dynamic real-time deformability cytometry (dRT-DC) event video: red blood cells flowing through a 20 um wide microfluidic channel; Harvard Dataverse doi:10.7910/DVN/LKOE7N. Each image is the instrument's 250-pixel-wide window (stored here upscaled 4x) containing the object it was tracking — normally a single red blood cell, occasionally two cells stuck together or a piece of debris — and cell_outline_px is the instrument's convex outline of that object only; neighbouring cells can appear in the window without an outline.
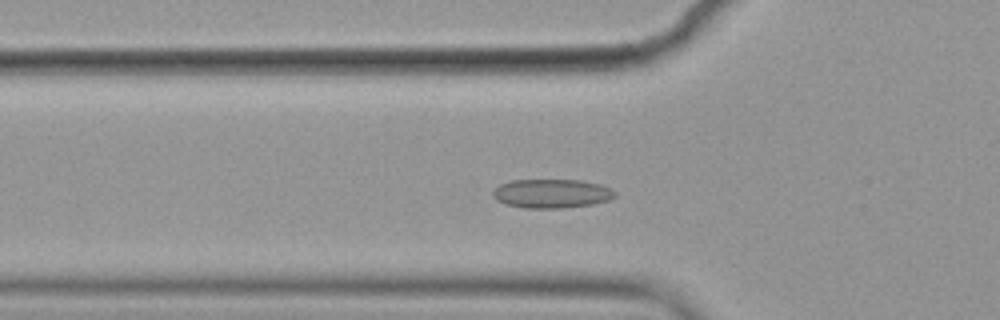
{"species": "common noctule bat (a hibernating species)", "species_latin": "Nyctalus noctula", "temperature_condition": "cold", "stored_images_in_passage": 57, "camera_frame_rate_fps": 3000, "um_per_image_px": 0.085, "animal": {"sex": "female", "body_mass_g": 19.9}, "frame": {"image": 1, "passage_image": 19, "time_ms": 6.0, "image_size_px": [1000, 320], "cell_outline_px": [[616, 196], [608, 200], [592, 204], [560, 208], [524, 208], [504, 204], [496, 200], [492, 196], [492, 192], [500, 184], [512, 180], [580, 180], [600, 184], [612, 188], [616, 192]], "centroid_in_image_um": [46.88, 16.45], "position_along_channel_um": 78.9, "area_um2": 20.69}}
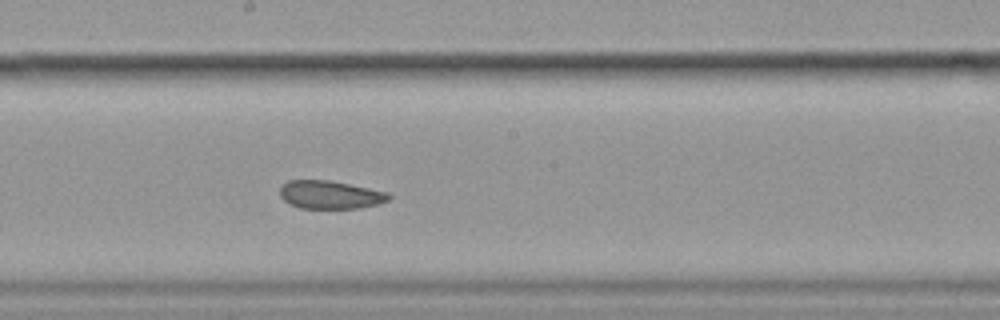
{"frame": {"image": 2, "passage_image": 31, "time_ms": 10.0, "image_size_px": [1000, 320], "cell_outline_px": [[392, 196], [388, 200], [380, 204], [360, 208], [300, 208], [288, 204], [280, 196], [280, 188], [288, 180], [328, 180], [388, 192]], "centroid_in_image_um": [28.06, 16.56], "position_along_channel_um": 220.1, "area_um2": 17.86}}
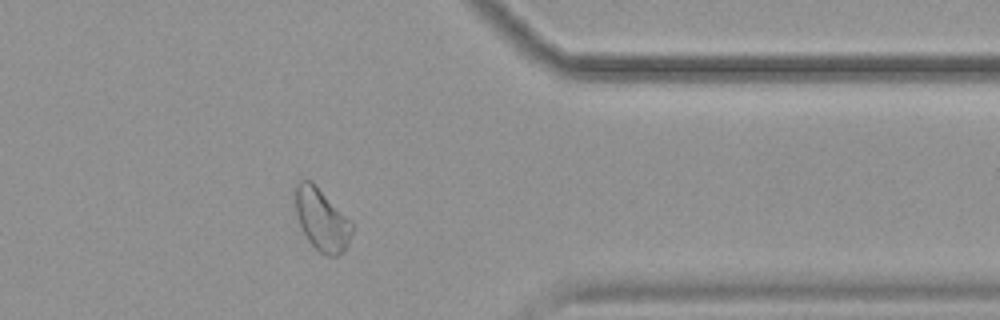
{"frame": {"image": 3, "passage_image": 46, "time_ms": 15.0, "image_size_px": [1000, 320], "cell_outline_px": [[352, 232], [348, 244], [344, 252], [336, 256], [328, 256], [320, 252], [308, 240], [300, 224], [296, 212], [296, 184], [300, 180], [308, 180], [316, 184], [352, 220]], "centroid_in_image_um": [27.39, 18.66], "position_along_channel_um": 384.0, "area_um2": 20.52}, "authors_computed_cell_mechanics": {"area_um2": 20.6924, "velocity_mm_per_s": 3.5302, "shape_relaxation_time_tau1_ms": null, "shape_relaxation_time_tau2_ms": 2.1289, "deformation_change_tau1": null, "deformation_change_tau2": 0.0628}}